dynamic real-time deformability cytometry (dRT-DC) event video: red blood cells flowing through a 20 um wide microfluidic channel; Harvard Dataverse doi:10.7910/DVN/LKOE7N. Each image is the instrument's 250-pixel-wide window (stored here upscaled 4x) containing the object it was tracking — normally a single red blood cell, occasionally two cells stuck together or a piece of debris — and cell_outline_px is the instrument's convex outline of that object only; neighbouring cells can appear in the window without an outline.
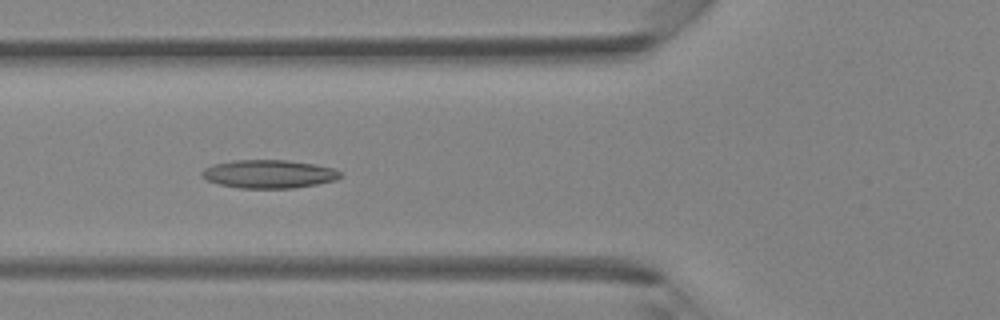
{"species": "Egyptian fruit bat (a non-hibernating species)", "species_latin": "Rousettus aegyptiacus", "temperature_condition": "room temperature", "stored_images_in_passage": 35, "camera_frame_rate_fps": 3000, "um_per_image_px": 0.085, "animal": {"sex": "female"}, "frame": {"image": 1, "passage_image": 9, "time_ms": 2.667, "image_size_px": [1000, 320], "cell_outline_px": [[340, 176], [336, 180], [316, 184], [292, 188], [240, 188], [220, 184], [208, 180], [200, 176], [200, 172], [204, 168], [212, 164], [232, 160], [288, 160], [316, 164], [332, 168], [340, 172]], "centroid_in_image_um": [22.81, 14.78], "position_along_channel_um": 103.0, "area_um2": 22.83}}
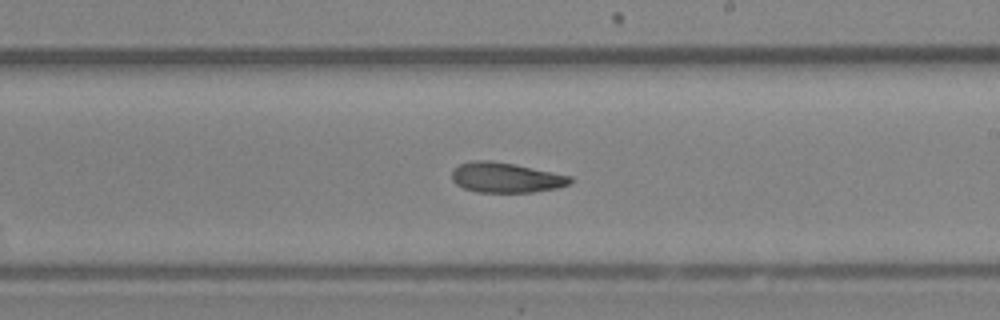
{"frame": {"image": 2, "passage_image": 18, "time_ms": 5.667, "image_size_px": [1000, 320], "cell_outline_px": [[572, 180], [568, 184], [556, 188], [532, 192], [476, 192], [464, 188], [456, 184], [452, 180], [452, 168], [460, 164], [472, 160], [492, 160], [516, 164], [572, 176]], "centroid_in_image_um": [42.97, 15.08], "position_along_channel_um": 246.0, "area_um2": 20.87}}
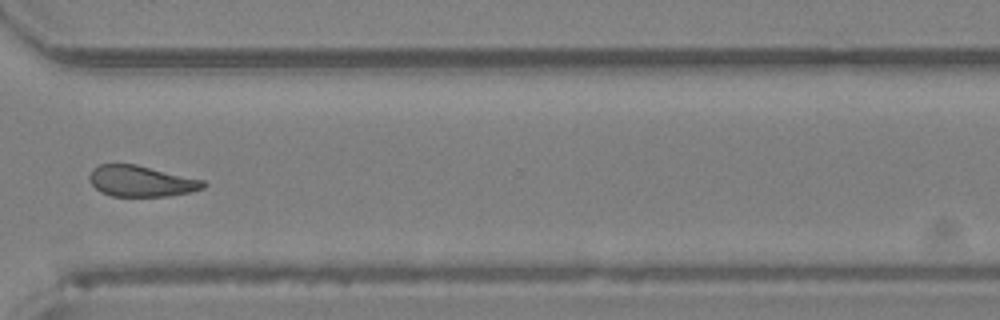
{"frame": {"image": 3, "passage_image": 25, "time_ms": 8.0, "image_size_px": [1000, 320], "cell_outline_px": [[208, 184], [204, 188], [188, 192], [168, 196], [112, 196], [100, 192], [88, 180], [88, 176], [92, 168], [100, 164], [136, 164], [204, 180]], "centroid_in_image_um": [11.98, 15.39], "position_along_channel_um": 358.6, "area_um2": 20.63}}